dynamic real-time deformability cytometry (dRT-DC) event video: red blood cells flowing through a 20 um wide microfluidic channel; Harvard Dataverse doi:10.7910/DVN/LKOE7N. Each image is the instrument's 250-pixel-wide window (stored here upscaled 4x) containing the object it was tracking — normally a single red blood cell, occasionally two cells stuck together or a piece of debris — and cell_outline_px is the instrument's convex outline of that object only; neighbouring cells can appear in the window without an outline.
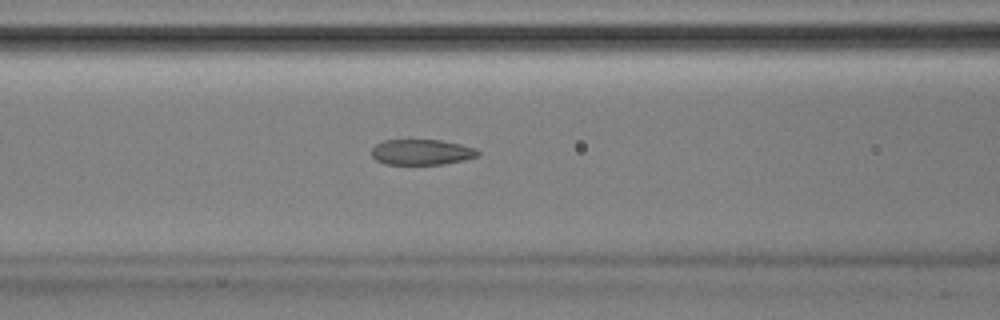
{"species": "Egyptian fruit bat (a non-hibernating species)", "species_latin": "Rousettus aegyptiacus", "temperature_condition": "room temperature", "stored_images_in_passage": 45, "camera_frame_rate_fps": 3000, "um_per_image_px": 0.085, "animal": {"sex": "male"}, "frame": {"image": 1, "passage_image": 15, "time_ms": 4.667, "image_size_px": [1000, 320], "cell_outline_px": [[480, 156], [464, 160], [444, 164], [384, 164], [376, 160], [372, 156], [372, 148], [376, 144], [384, 140], [440, 140], [460, 144], [476, 148], [480, 152]], "centroid_in_image_um": [35.86, 12.93], "position_along_channel_um": 130.7, "area_um2": 15.9}}
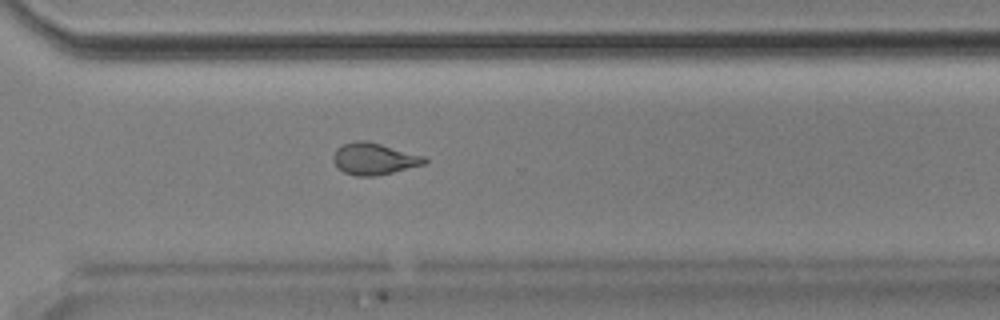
{"frame": {"image": 2, "passage_image": 31, "time_ms": 10.0, "image_size_px": [1000, 320], "cell_outline_px": [[428, 160], [424, 164], [376, 176], [356, 176], [344, 172], [336, 168], [332, 160], [332, 156], [336, 148], [344, 144], [356, 140], [364, 140], [380, 144], [424, 156]], "centroid_in_image_um": [31.73, 13.5], "position_along_channel_um": 338.9, "area_um2": 16.82}}
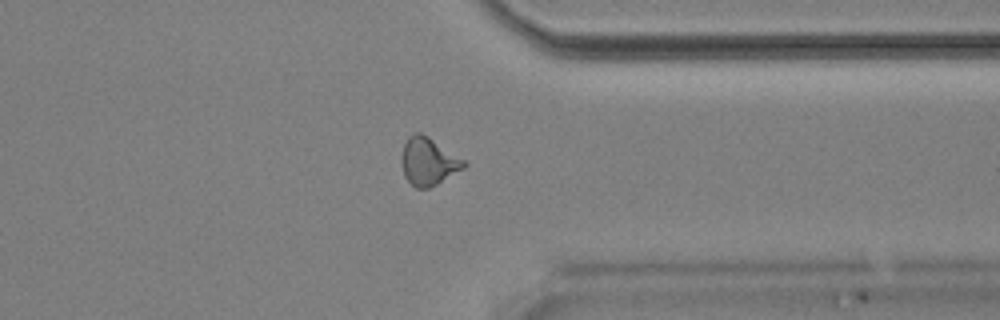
{"frame": {"image": 3, "passage_image": 34, "time_ms": 11.0, "image_size_px": [1000, 320], "cell_outline_px": [[468, 164], [464, 168], [436, 184], [428, 188], [416, 188], [404, 176], [400, 160], [400, 156], [404, 144], [408, 136], [416, 132], [420, 132], [428, 136], [468, 160]], "centroid_in_image_um": [36.43, 13.69], "position_along_channel_um": 375.0, "area_um2": 17.63}, "authors_computed_cell_mechanics": {"area_um2": 16.9354, "velocity_mm_per_s": 3.9166, "shape_relaxation_time_tau1_ms": null, "shape_relaxation_time_tau2_ms": 2.1789, "deformation_change_tau1": null, "deformation_change_tau2": 0.0882}}